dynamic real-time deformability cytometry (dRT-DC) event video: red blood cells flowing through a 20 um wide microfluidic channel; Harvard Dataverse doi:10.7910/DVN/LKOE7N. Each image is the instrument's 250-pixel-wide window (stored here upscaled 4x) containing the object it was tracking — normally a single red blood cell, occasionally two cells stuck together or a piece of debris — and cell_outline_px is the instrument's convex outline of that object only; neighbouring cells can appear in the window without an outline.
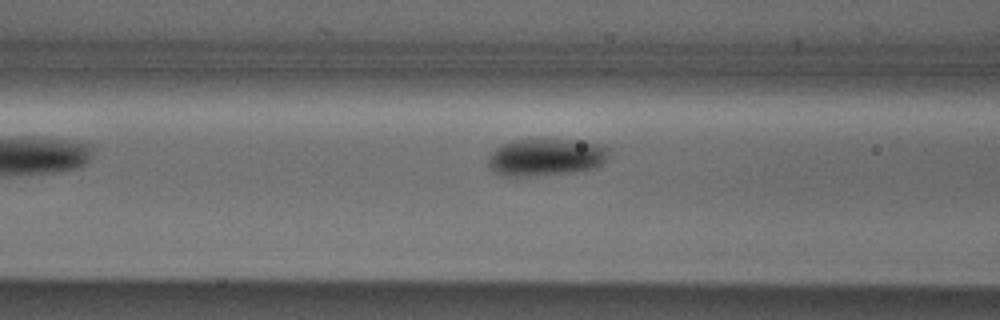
{"species": "Egyptian fruit bat (a non-hibernating species)", "species_latin": "Rousettus aegyptiacus", "temperature_condition": "cold", "stored_images_in_passage": 6, "camera_frame_rate_fps": 3000, "um_per_image_px": 0.085, "animal": {"sex": "male"}, "frame": {"image": 1, "passage_image": 5, "time_ms": 1.333, "image_size_px": [1000, 320], "cell_outline_px": [[608, 148], [604, 164], [596, 168], [576, 172], [536, 176], [500, 176], [488, 168], [488, 156], [500, 144], [512, 140], [576, 140], [604, 144]], "centroid_in_image_um": [46.39, 13.38], "position_along_channel_um": 120.2, "area_um2": 26.65}}
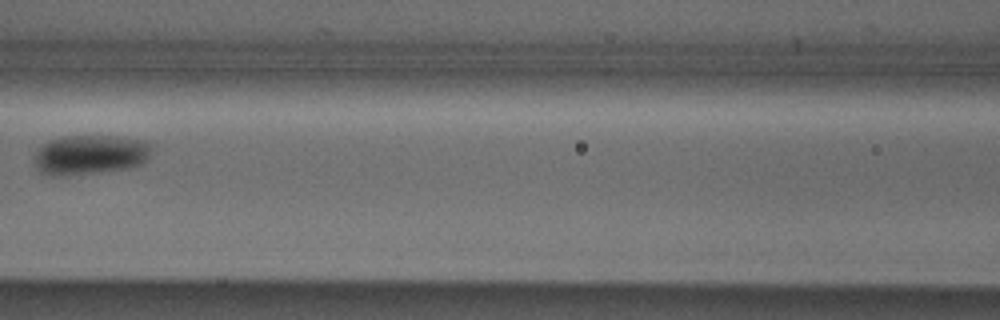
{"frame": {"image": 2, "passage_image": 6, "time_ms": 1.667, "image_size_px": [1000, 320], "cell_outline_px": [[152, 144], [148, 160], [140, 164], [124, 168], [56, 176], [52, 176], [40, 172], [36, 168], [36, 152], [48, 140], [60, 136], [120, 136], [144, 140]], "centroid_in_image_um": [7.67, 13.12], "position_along_channel_um": 158.9, "area_um2": 26.82}}